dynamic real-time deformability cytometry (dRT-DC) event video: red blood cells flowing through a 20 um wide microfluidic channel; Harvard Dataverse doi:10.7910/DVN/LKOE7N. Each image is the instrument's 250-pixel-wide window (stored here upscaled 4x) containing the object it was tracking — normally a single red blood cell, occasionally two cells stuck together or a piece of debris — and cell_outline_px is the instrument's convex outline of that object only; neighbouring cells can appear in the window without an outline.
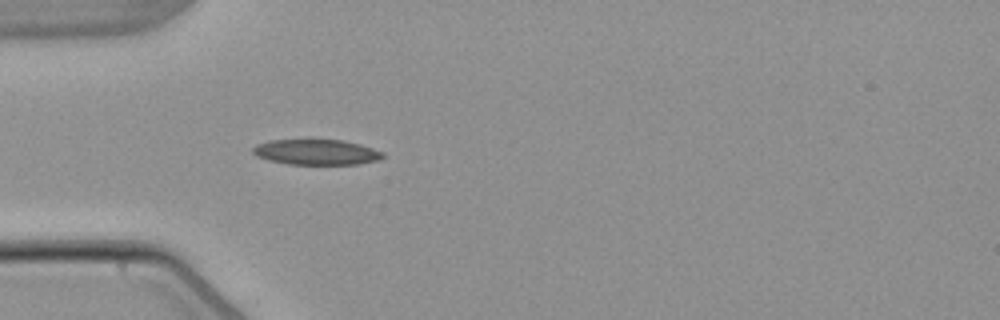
{"species": "common noctule bat (a hibernating species)", "species_latin": "Nyctalus noctula", "temperature_condition": "warm", "stored_images_in_passage": 3, "camera_frame_rate_fps": 3000, "um_per_image_px": 0.085, "animal": {"sex": "male", "body_mass_g": 21.5, "forearm_length_mm": 52.0}, "frame": {"image": 1, "passage_image": 3, "time_ms": 6.0, "image_size_px": [1000, 320], "cell_outline_px": [[384, 156], [380, 160], [360, 164], [288, 164], [268, 160], [256, 156], [252, 152], [252, 148], [256, 144], [272, 140], [340, 140], [360, 144], [384, 152]], "centroid_in_image_um": [26.9, 12.93], "position_along_channel_um": 58.1, "area_um2": 19.25}}